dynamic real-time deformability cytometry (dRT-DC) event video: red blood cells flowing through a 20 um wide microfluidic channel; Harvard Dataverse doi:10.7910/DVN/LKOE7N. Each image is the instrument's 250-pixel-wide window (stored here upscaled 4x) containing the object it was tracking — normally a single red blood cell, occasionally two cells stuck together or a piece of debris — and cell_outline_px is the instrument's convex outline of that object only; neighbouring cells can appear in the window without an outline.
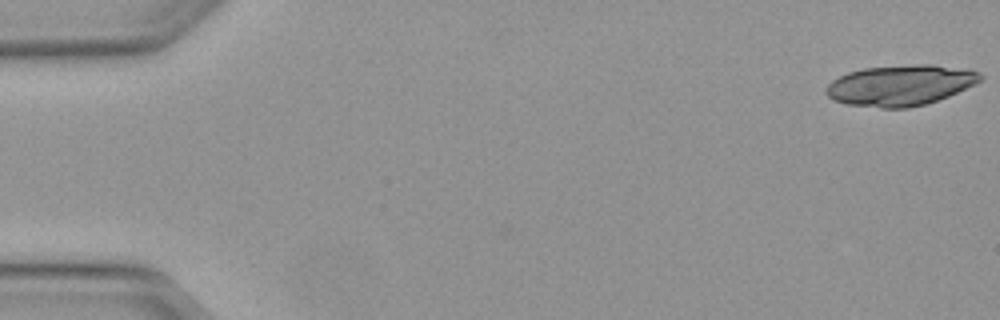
{"species": "Egyptian fruit bat (a non-hibernating species)", "species_latin": "Rousettus aegyptiacus", "temperature_condition": "warm", "stored_images_in_passage": 48, "camera_frame_rate_fps": 3000, "um_per_image_px": 0.085, "animal": {"sex": "female"}, "frame": {"image": 1, "passage_image": 1, "time_ms": 0.0, "image_size_px": [1000, 320], "cell_outline_px": [[984, 76], [976, 84], [948, 96], [924, 104], [908, 108], [880, 108], [848, 104], [832, 100], [824, 92], [824, 88], [832, 80], [848, 72], [864, 68], [916, 64], [932, 64], [980, 72]], "centroid_in_image_um": [76.49, 7.25], "position_along_channel_um": 8.5, "area_um2": 36.47}}